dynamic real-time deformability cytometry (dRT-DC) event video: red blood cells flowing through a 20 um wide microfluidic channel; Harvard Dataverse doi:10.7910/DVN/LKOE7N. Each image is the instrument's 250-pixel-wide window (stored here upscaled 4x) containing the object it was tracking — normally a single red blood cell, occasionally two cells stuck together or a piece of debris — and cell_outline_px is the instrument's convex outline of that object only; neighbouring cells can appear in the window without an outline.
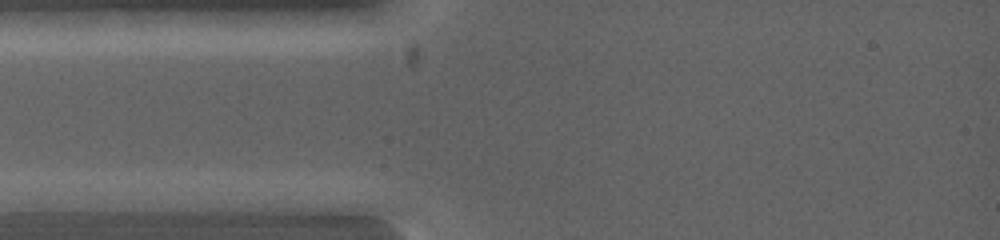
{"species": "common noctule bat (a hibernating species)", "species_latin": "Nyctalus noctula", "temperature_condition": "warm", "stored_images_in_passage": 4, "camera_frame_rate_fps": 5000, "um_per_image_px": 0.085, "animal": {"sex": "female", "body_mass_g": 19.0, "forearm_length_mm": 53.3}, "frame": {"image": 1, "passage_image": 2, "time_ms": 0.2, "image_size_px": [1000, 240], "cell_outline_px": [[124, 204], [120, 212], [28, 212], [20, 200], [20, 192], [100, 192], [124, 200]], "centroid_in_image_um": [6.0, 17.18], "position_along_channel_um": 79.0, "area_um2": 13.87}}